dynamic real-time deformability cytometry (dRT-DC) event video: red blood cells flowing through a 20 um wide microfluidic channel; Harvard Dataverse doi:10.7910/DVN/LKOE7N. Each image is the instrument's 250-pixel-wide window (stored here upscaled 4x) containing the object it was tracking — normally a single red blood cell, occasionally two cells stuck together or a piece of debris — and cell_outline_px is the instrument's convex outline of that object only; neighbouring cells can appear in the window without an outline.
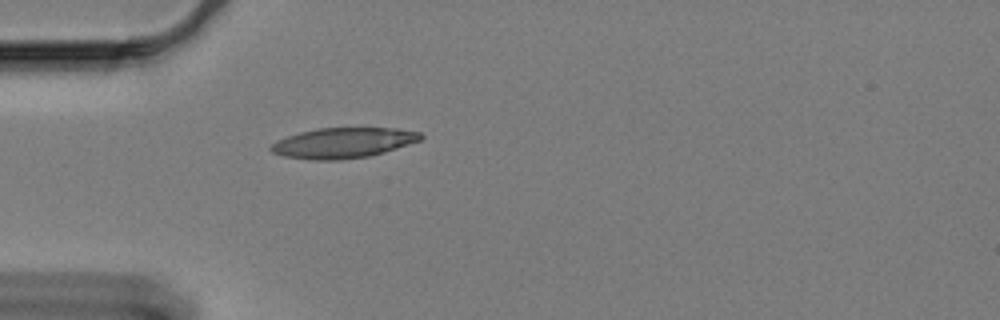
{"species": "Egyptian fruit bat (a non-hibernating species)", "species_latin": "Rousettus aegyptiacus", "temperature_condition": "cold", "stored_images_in_passage": 44, "camera_frame_rate_fps": 3000, "um_per_image_px": 0.085, "animal": {"sex": "female"}, "frame": {"image": 1, "passage_image": 1, "time_ms": 0.0, "image_size_px": [1000, 320], "cell_outline_px": [[424, 136], [420, 140], [384, 152], [368, 156], [340, 160], [316, 160], [284, 156], [272, 152], [268, 148], [276, 140], [300, 132], [316, 128], [396, 128], [420, 132]], "centroid_in_image_um": [29.15, 12.14], "position_along_channel_um": 55.9, "area_um2": 26.36}}
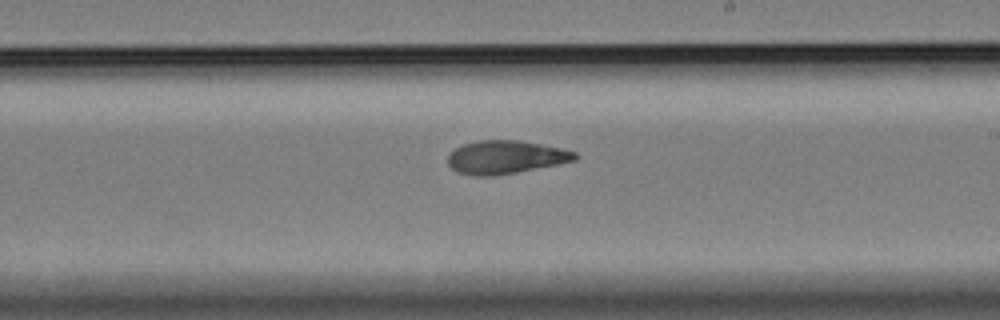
{"frame": {"image": 2, "passage_image": 19, "time_ms": 6.0, "image_size_px": [1000, 320], "cell_outline_px": [[580, 156], [576, 160], [516, 172], [492, 176], [476, 176], [456, 172], [448, 164], [448, 156], [456, 148], [464, 144], [480, 140], [520, 140], [560, 148], [576, 152]], "centroid_in_image_um": [42.97, 13.36], "position_along_channel_um": 246.0, "area_um2": 24.39}}
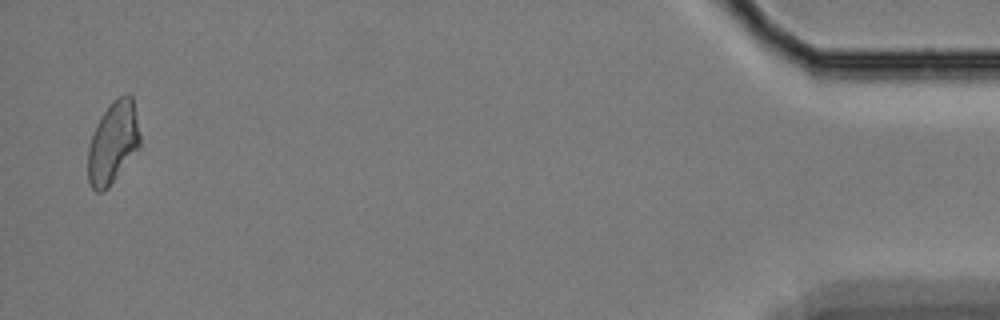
{"frame": {"image": 3, "passage_image": 43, "time_ms": 14.0, "image_size_px": [1000, 320], "cell_outline_px": [[140, 148], [108, 188], [104, 192], [96, 192], [88, 184], [88, 148], [92, 132], [100, 116], [112, 100], [124, 92], [128, 92], [132, 96], [140, 136]], "centroid_in_image_um": [9.6, 12.12], "position_along_channel_um": 425.6, "area_um2": 25.32}, "authors_computed_cell_mechanics": {"area_um2": 24.7673, "velocity_mm_per_s": 3.2656, "shape_relaxation_time_tau1_ms": null, "shape_relaxation_time_tau2_ms": 2.9899, "deformation_change_tau1": null, "deformation_change_tau2": 0.0788}}